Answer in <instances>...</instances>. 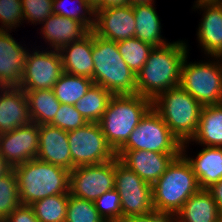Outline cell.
<instances>
[{
  "label": "cell",
  "mask_w": 222,
  "mask_h": 222,
  "mask_svg": "<svg viewBox=\"0 0 222 222\" xmlns=\"http://www.w3.org/2000/svg\"><path fill=\"white\" fill-rule=\"evenodd\" d=\"M207 190L212 195L215 203L217 204V208L219 214L222 217V179L214 184H212Z\"/></svg>",
  "instance_id": "obj_40"
},
{
  "label": "cell",
  "mask_w": 222,
  "mask_h": 222,
  "mask_svg": "<svg viewBox=\"0 0 222 222\" xmlns=\"http://www.w3.org/2000/svg\"><path fill=\"white\" fill-rule=\"evenodd\" d=\"M184 41L154 47L136 76V93L154 101L160 94L180 84L181 66L188 55Z\"/></svg>",
  "instance_id": "obj_1"
},
{
  "label": "cell",
  "mask_w": 222,
  "mask_h": 222,
  "mask_svg": "<svg viewBox=\"0 0 222 222\" xmlns=\"http://www.w3.org/2000/svg\"><path fill=\"white\" fill-rule=\"evenodd\" d=\"M32 123L25 92L18 87H0V134Z\"/></svg>",
  "instance_id": "obj_19"
},
{
  "label": "cell",
  "mask_w": 222,
  "mask_h": 222,
  "mask_svg": "<svg viewBox=\"0 0 222 222\" xmlns=\"http://www.w3.org/2000/svg\"><path fill=\"white\" fill-rule=\"evenodd\" d=\"M199 189L195 173L186 158L180 154L152 185L154 210L172 219Z\"/></svg>",
  "instance_id": "obj_3"
},
{
  "label": "cell",
  "mask_w": 222,
  "mask_h": 222,
  "mask_svg": "<svg viewBox=\"0 0 222 222\" xmlns=\"http://www.w3.org/2000/svg\"><path fill=\"white\" fill-rule=\"evenodd\" d=\"M114 188L120 195L122 218L155 212L152 185L115 158Z\"/></svg>",
  "instance_id": "obj_10"
},
{
  "label": "cell",
  "mask_w": 222,
  "mask_h": 222,
  "mask_svg": "<svg viewBox=\"0 0 222 222\" xmlns=\"http://www.w3.org/2000/svg\"><path fill=\"white\" fill-rule=\"evenodd\" d=\"M37 159L72 170L67 131L49 124L39 125V152Z\"/></svg>",
  "instance_id": "obj_17"
},
{
  "label": "cell",
  "mask_w": 222,
  "mask_h": 222,
  "mask_svg": "<svg viewBox=\"0 0 222 222\" xmlns=\"http://www.w3.org/2000/svg\"><path fill=\"white\" fill-rule=\"evenodd\" d=\"M39 152V125L30 123L0 134V154L13 168L36 159Z\"/></svg>",
  "instance_id": "obj_13"
},
{
  "label": "cell",
  "mask_w": 222,
  "mask_h": 222,
  "mask_svg": "<svg viewBox=\"0 0 222 222\" xmlns=\"http://www.w3.org/2000/svg\"><path fill=\"white\" fill-rule=\"evenodd\" d=\"M3 222H39L30 205H19Z\"/></svg>",
  "instance_id": "obj_38"
},
{
  "label": "cell",
  "mask_w": 222,
  "mask_h": 222,
  "mask_svg": "<svg viewBox=\"0 0 222 222\" xmlns=\"http://www.w3.org/2000/svg\"><path fill=\"white\" fill-rule=\"evenodd\" d=\"M183 143L181 154L189 162L196 175L200 189H207L222 179V147L204 146L195 158L186 154V145ZM186 154V155H185Z\"/></svg>",
  "instance_id": "obj_21"
},
{
  "label": "cell",
  "mask_w": 222,
  "mask_h": 222,
  "mask_svg": "<svg viewBox=\"0 0 222 222\" xmlns=\"http://www.w3.org/2000/svg\"><path fill=\"white\" fill-rule=\"evenodd\" d=\"M94 203L98 213L106 222L122 219L121 199L115 188L102 194Z\"/></svg>",
  "instance_id": "obj_34"
},
{
  "label": "cell",
  "mask_w": 222,
  "mask_h": 222,
  "mask_svg": "<svg viewBox=\"0 0 222 222\" xmlns=\"http://www.w3.org/2000/svg\"><path fill=\"white\" fill-rule=\"evenodd\" d=\"M33 51L27 53L18 88L23 91L52 89L64 73L59 50Z\"/></svg>",
  "instance_id": "obj_11"
},
{
  "label": "cell",
  "mask_w": 222,
  "mask_h": 222,
  "mask_svg": "<svg viewBox=\"0 0 222 222\" xmlns=\"http://www.w3.org/2000/svg\"><path fill=\"white\" fill-rule=\"evenodd\" d=\"M93 82L113 95L136 94V74L120 55L117 42L93 32Z\"/></svg>",
  "instance_id": "obj_5"
},
{
  "label": "cell",
  "mask_w": 222,
  "mask_h": 222,
  "mask_svg": "<svg viewBox=\"0 0 222 222\" xmlns=\"http://www.w3.org/2000/svg\"><path fill=\"white\" fill-rule=\"evenodd\" d=\"M69 193L56 194L35 201L32 207L39 222H65Z\"/></svg>",
  "instance_id": "obj_29"
},
{
  "label": "cell",
  "mask_w": 222,
  "mask_h": 222,
  "mask_svg": "<svg viewBox=\"0 0 222 222\" xmlns=\"http://www.w3.org/2000/svg\"><path fill=\"white\" fill-rule=\"evenodd\" d=\"M181 147L182 144L172 134L160 114L151 107L119 150H146L164 154H181Z\"/></svg>",
  "instance_id": "obj_8"
},
{
  "label": "cell",
  "mask_w": 222,
  "mask_h": 222,
  "mask_svg": "<svg viewBox=\"0 0 222 222\" xmlns=\"http://www.w3.org/2000/svg\"><path fill=\"white\" fill-rule=\"evenodd\" d=\"M42 24L44 25L40 33L53 50H60L70 43L79 41L90 32L83 23L54 13Z\"/></svg>",
  "instance_id": "obj_20"
},
{
  "label": "cell",
  "mask_w": 222,
  "mask_h": 222,
  "mask_svg": "<svg viewBox=\"0 0 222 222\" xmlns=\"http://www.w3.org/2000/svg\"><path fill=\"white\" fill-rule=\"evenodd\" d=\"M133 6L96 10L93 32L101 38L119 42L135 37Z\"/></svg>",
  "instance_id": "obj_14"
},
{
  "label": "cell",
  "mask_w": 222,
  "mask_h": 222,
  "mask_svg": "<svg viewBox=\"0 0 222 222\" xmlns=\"http://www.w3.org/2000/svg\"><path fill=\"white\" fill-rule=\"evenodd\" d=\"M180 154H164L146 150H118L116 157L145 182L153 185Z\"/></svg>",
  "instance_id": "obj_15"
},
{
  "label": "cell",
  "mask_w": 222,
  "mask_h": 222,
  "mask_svg": "<svg viewBox=\"0 0 222 222\" xmlns=\"http://www.w3.org/2000/svg\"><path fill=\"white\" fill-rule=\"evenodd\" d=\"M21 205L17 178L13 169L0 177V222Z\"/></svg>",
  "instance_id": "obj_31"
},
{
  "label": "cell",
  "mask_w": 222,
  "mask_h": 222,
  "mask_svg": "<svg viewBox=\"0 0 222 222\" xmlns=\"http://www.w3.org/2000/svg\"><path fill=\"white\" fill-rule=\"evenodd\" d=\"M13 171L23 205H31L48 196L69 193L70 171L63 167L36 158L14 166Z\"/></svg>",
  "instance_id": "obj_2"
},
{
  "label": "cell",
  "mask_w": 222,
  "mask_h": 222,
  "mask_svg": "<svg viewBox=\"0 0 222 222\" xmlns=\"http://www.w3.org/2000/svg\"><path fill=\"white\" fill-rule=\"evenodd\" d=\"M72 156V169L83 165L102 164L116 158L99 123L88 122L67 132Z\"/></svg>",
  "instance_id": "obj_9"
},
{
  "label": "cell",
  "mask_w": 222,
  "mask_h": 222,
  "mask_svg": "<svg viewBox=\"0 0 222 222\" xmlns=\"http://www.w3.org/2000/svg\"><path fill=\"white\" fill-rule=\"evenodd\" d=\"M95 11L102 9V0H85Z\"/></svg>",
  "instance_id": "obj_43"
},
{
  "label": "cell",
  "mask_w": 222,
  "mask_h": 222,
  "mask_svg": "<svg viewBox=\"0 0 222 222\" xmlns=\"http://www.w3.org/2000/svg\"><path fill=\"white\" fill-rule=\"evenodd\" d=\"M152 107L181 144L191 142L203 108L191 94L178 85L160 94L152 101Z\"/></svg>",
  "instance_id": "obj_6"
},
{
  "label": "cell",
  "mask_w": 222,
  "mask_h": 222,
  "mask_svg": "<svg viewBox=\"0 0 222 222\" xmlns=\"http://www.w3.org/2000/svg\"><path fill=\"white\" fill-rule=\"evenodd\" d=\"M117 48L128 67L137 75L154 46L133 37L117 42Z\"/></svg>",
  "instance_id": "obj_30"
},
{
  "label": "cell",
  "mask_w": 222,
  "mask_h": 222,
  "mask_svg": "<svg viewBox=\"0 0 222 222\" xmlns=\"http://www.w3.org/2000/svg\"><path fill=\"white\" fill-rule=\"evenodd\" d=\"M13 168L0 154V177L8 174Z\"/></svg>",
  "instance_id": "obj_42"
},
{
  "label": "cell",
  "mask_w": 222,
  "mask_h": 222,
  "mask_svg": "<svg viewBox=\"0 0 222 222\" xmlns=\"http://www.w3.org/2000/svg\"><path fill=\"white\" fill-rule=\"evenodd\" d=\"M191 141L201 146L222 147V104L203 106Z\"/></svg>",
  "instance_id": "obj_25"
},
{
  "label": "cell",
  "mask_w": 222,
  "mask_h": 222,
  "mask_svg": "<svg viewBox=\"0 0 222 222\" xmlns=\"http://www.w3.org/2000/svg\"><path fill=\"white\" fill-rule=\"evenodd\" d=\"M131 6L154 3V0H129Z\"/></svg>",
  "instance_id": "obj_44"
},
{
  "label": "cell",
  "mask_w": 222,
  "mask_h": 222,
  "mask_svg": "<svg viewBox=\"0 0 222 222\" xmlns=\"http://www.w3.org/2000/svg\"><path fill=\"white\" fill-rule=\"evenodd\" d=\"M116 222H171V219L163 214L152 212L147 215L127 216Z\"/></svg>",
  "instance_id": "obj_39"
},
{
  "label": "cell",
  "mask_w": 222,
  "mask_h": 222,
  "mask_svg": "<svg viewBox=\"0 0 222 222\" xmlns=\"http://www.w3.org/2000/svg\"><path fill=\"white\" fill-rule=\"evenodd\" d=\"M23 18L31 24H42L53 14V0H21Z\"/></svg>",
  "instance_id": "obj_36"
},
{
  "label": "cell",
  "mask_w": 222,
  "mask_h": 222,
  "mask_svg": "<svg viewBox=\"0 0 222 222\" xmlns=\"http://www.w3.org/2000/svg\"><path fill=\"white\" fill-rule=\"evenodd\" d=\"M214 58L213 62L188 63L186 55L181 66L179 85L202 106L222 104V57Z\"/></svg>",
  "instance_id": "obj_7"
},
{
  "label": "cell",
  "mask_w": 222,
  "mask_h": 222,
  "mask_svg": "<svg viewBox=\"0 0 222 222\" xmlns=\"http://www.w3.org/2000/svg\"><path fill=\"white\" fill-rule=\"evenodd\" d=\"M59 52L65 73L93 80V31L81 40L62 47Z\"/></svg>",
  "instance_id": "obj_22"
},
{
  "label": "cell",
  "mask_w": 222,
  "mask_h": 222,
  "mask_svg": "<svg viewBox=\"0 0 222 222\" xmlns=\"http://www.w3.org/2000/svg\"><path fill=\"white\" fill-rule=\"evenodd\" d=\"M112 96L109 90L93 84L74 106L87 122L98 123Z\"/></svg>",
  "instance_id": "obj_27"
},
{
  "label": "cell",
  "mask_w": 222,
  "mask_h": 222,
  "mask_svg": "<svg viewBox=\"0 0 222 222\" xmlns=\"http://www.w3.org/2000/svg\"><path fill=\"white\" fill-rule=\"evenodd\" d=\"M24 21L21 0H0V30H12ZM20 23V24H19ZM6 27V28H5Z\"/></svg>",
  "instance_id": "obj_37"
},
{
  "label": "cell",
  "mask_w": 222,
  "mask_h": 222,
  "mask_svg": "<svg viewBox=\"0 0 222 222\" xmlns=\"http://www.w3.org/2000/svg\"><path fill=\"white\" fill-rule=\"evenodd\" d=\"M171 222H222V217L210 192L199 189L183 204Z\"/></svg>",
  "instance_id": "obj_23"
},
{
  "label": "cell",
  "mask_w": 222,
  "mask_h": 222,
  "mask_svg": "<svg viewBox=\"0 0 222 222\" xmlns=\"http://www.w3.org/2000/svg\"><path fill=\"white\" fill-rule=\"evenodd\" d=\"M152 101L139 94L113 95L98 122L109 146L116 153L128 140Z\"/></svg>",
  "instance_id": "obj_4"
},
{
  "label": "cell",
  "mask_w": 222,
  "mask_h": 222,
  "mask_svg": "<svg viewBox=\"0 0 222 222\" xmlns=\"http://www.w3.org/2000/svg\"><path fill=\"white\" fill-rule=\"evenodd\" d=\"M28 100L33 123L49 124L55 117L61 103L52 89L24 91Z\"/></svg>",
  "instance_id": "obj_26"
},
{
  "label": "cell",
  "mask_w": 222,
  "mask_h": 222,
  "mask_svg": "<svg viewBox=\"0 0 222 222\" xmlns=\"http://www.w3.org/2000/svg\"><path fill=\"white\" fill-rule=\"evenodd\" d=\"M94 84L91 78L63 73L52 90L61 104L75 105Z\"/></svg>",
  "instance_id": "obj_28"
},
{
  "label": "cell",
  "mask_w": 222,
  "mask_h": 222,
  "mask_svg": "<svg viewBox=\"0 0 222 222\" xmlns=\"http://www.w3.org/2000/svg\"><path fill=\"white\" fill-rule=\"evenodd\" d=\"M9 32L0 30V87L19 86L29 51Z\"/></svg>",
  "instance_id": "obj_18"
},
{
  "label": "cell",
  "mask_w": 222,
  "mask_h": 222,
  "mask_svg": "<svg viewBox=\"0 0 222 222\" xmlns=\"http://www.w3.org/2000/svg\"><path fill=\"white\" fill-rule=\"evenodd\" d=\"M193 7L204 12L197 32L204 54L212 58L222 57V5L219 2L196 0Z\"/></svg>",
  "instance_id": "obj_16"
},
{
  "label": "cell",
  "mask_w": 222,
  "mask_h": 222,
  "mask_svg": "<svg viewBox=\"0 0 222 222\" xmlns=\"http://www.w3.org/2000/svg\"><path fill=\"white\" fill-rule=\"evenodd\" d=\"M115 183V158L95 165L74 167L70 171L69 193L74 197L95 201L112 190Z\"/></svg>",
  "instance_id": "obj_12"
},
{
  "label": "cell",
  "mask_w": 222,
  "mask_h": 222,
  "mask_svg": "<svg viewBox=\"0 0 222 222\" xmlns=\"http://www.w3.org/2000/svg\"><path fill=\"white\" fill-rule=\"evenodd\" d=\"M129 4V0H102V9L124 7Z\"/></svg>",
  "instance_id": "obj_41"
},
{
  "label": "cell",
  "mask_w": 222,
  "mask_h": 222,
  "mask_svg": "<svg viewBox=\"0 0 222 222\" xmlns=\"http://www.w3.org/2000/svg\"><path fill=\"white\" fill-rule=\"evenodd\" d=\"M88 122L76 110L74 105L61 104L54 119L49 125L59 127L64 131H71L80 128Z\"/></svg>",
  "instance_id": "obj_35"
},
{
  "label": "cell",
  "mask_w": 222,
  "mask_h": 222,
  "mask_svg": "<svg viewBox=\"0 0 222 222\" xmlns=\"http://www.w3.org/2000/svg\"><path fill=\"white\" fill-rule=\"evenodd\" d=\"M65 222H106L93 201L74 197L69 193Z\"/></svg>",
  "instance_id": "obj_32"
},
{
  "label": "cell",
  "mask_w": 222,
  "mask_h": 222,
  "mask_svg": "<svg viewBox=\"0 0 222 222\" xmlns=\"http://www.w3.org/2000/svg\"><path fill=\"white\" fill-rule=\"evenodd\" d=\"M77 3V7L75 5L70 9V7H66V1L64 2V0H53V13L77 20L83 23L90 31H92L95 26L96 11L85 0H77ZM87 15L89 17H87Z\"/></svg>",
  "instance_id": "obj_33"
},
{
  "label": "cell",
  "mask_w": 222,
  "mask_h": 222,
  "mask_svg": "<svg viewBox=\"0 0 222 222\" xmlns=\"http://www.w3.org/2000/svg\"><path fill=\"white\" fill-rule=\"evenodd\" d=\"M154 3L133 6L136 21L135 37L154 47L169 44L161 35V22Z\"/></svg>",
  "instance_id": "obj_24"
}]
</instances>
